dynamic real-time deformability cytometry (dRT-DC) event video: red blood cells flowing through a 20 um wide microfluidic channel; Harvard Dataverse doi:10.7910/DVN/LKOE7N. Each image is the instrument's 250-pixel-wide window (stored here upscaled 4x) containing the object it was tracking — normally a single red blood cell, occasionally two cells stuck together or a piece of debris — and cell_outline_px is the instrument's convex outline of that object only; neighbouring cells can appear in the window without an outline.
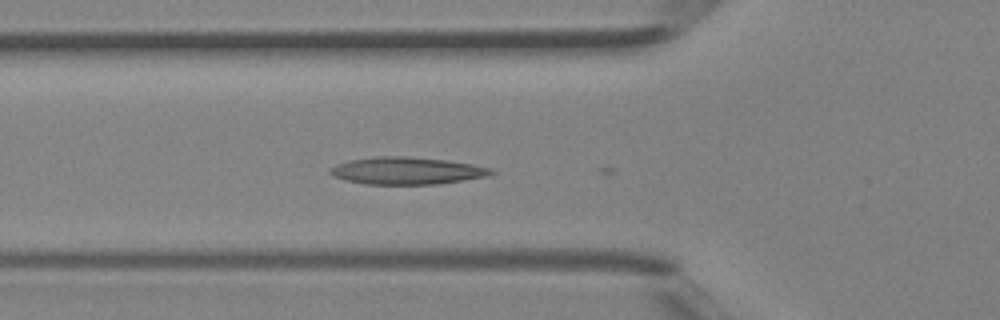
{"species": "Egyptian fruit bat (a non-hibernating species)", "species_latin": "Rousettus aegyptiacus", "temperature_condition": "room temperature", "stored_images_in_passage": 4, "camera_frame_rate_fps": 3000, "um_per_image_px": 0.085, "animal": {"sex": "female"}, "frame": {"image": 1, "passage_image": 3, "time_ms": 0.667, "image_size_px": [1000, 320], "cell_outline_px": [[496, 172], [484, 176], [436, 184], [368, 184], [344, 180], [332, 176], [328, 172], [336, 164], [348, 160], [376, 156], [408, 156], [448, 160], [472, 164], [488, 168]], "centroid_in_image_um": [34.5, 14.5], "position_along_channel_um": 91.3, "area_um2": 25.37}}